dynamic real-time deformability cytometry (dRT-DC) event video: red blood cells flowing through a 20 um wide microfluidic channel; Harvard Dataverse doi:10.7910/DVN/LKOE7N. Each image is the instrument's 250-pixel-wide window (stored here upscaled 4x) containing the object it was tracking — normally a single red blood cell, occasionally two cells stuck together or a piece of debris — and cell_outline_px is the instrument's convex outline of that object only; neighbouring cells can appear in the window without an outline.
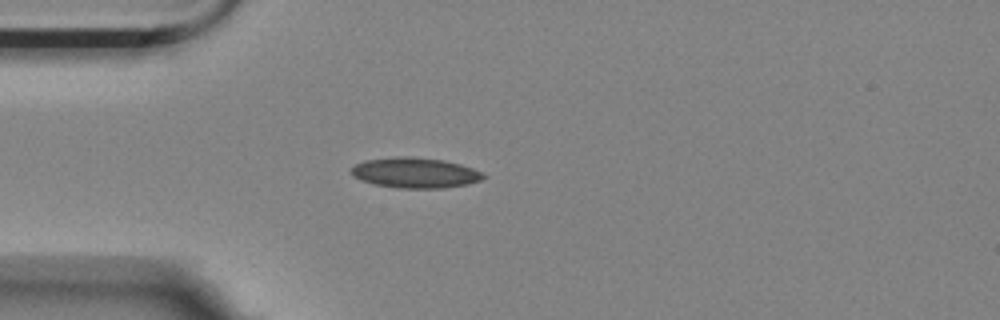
{"species": "Egyptian fruit bat (a non-hibernating species)", "species_latin": "Rousettus aegyptiacus", "temperature_condition": "room temperature", "stored_images_in_passage": 3, "camera_frame_rate_fps": 3000, "um_per_image_px": 0.085, "animal": {"sex": "female"}, "frame": {"image": 1, "passage_image": 3, "time_ms": 0.667, "image_size_px": [1000, 320], "cell_outline_px": [[488, 176], [480, 180], [468, 184], [444, 188], [396, 188], [376, 184], [360, 180], [352, 176], [348, 172], [356, 164], [364, 160], [404, 156], [412, 156], [444, 160], [460, 164], [472, 168]], "centroid_in_image_um": [35.27, 14.69], "position_along_channel_um": 49.7, "area_um2": 23.47}}